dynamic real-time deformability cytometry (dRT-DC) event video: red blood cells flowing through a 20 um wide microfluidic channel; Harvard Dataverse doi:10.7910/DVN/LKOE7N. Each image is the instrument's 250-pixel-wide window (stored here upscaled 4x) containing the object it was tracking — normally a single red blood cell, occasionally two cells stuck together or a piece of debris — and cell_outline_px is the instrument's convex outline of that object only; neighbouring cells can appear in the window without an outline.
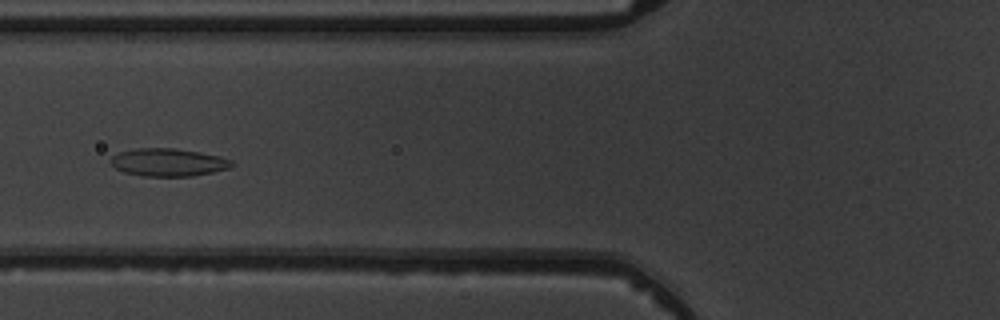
{"species": "common noctule bat (a hibernating species)", "species_latin": "Nyctalus noctula", "temperature_condition": "warm", "stored_images_in_passage": 8, "camera_frame_rate_fps": 3000, "um_per_image_px": 0.085, "animal": {"sex": "male", "body_mass_g": 19.5, "forearm_length_mm": 54.6}, "frame": {"image": 1, "passage_image": 7, "time_ms": 7.0, "image_size_px": [1000, 320], "cell_outline_px": [[232, 164], [228, 168], [212, 172], [192, 176], [144, 176], [124, 172], [116, 168], [108, 160], [112, 156], [120, 152], [136, 148], [176, 148], [200, 152], [220, 156], [232, 160]], "centroid_in_image_um": [14.28, 13.79], "position_along_channel_um": 111.5, "area_um2": 19.54}}
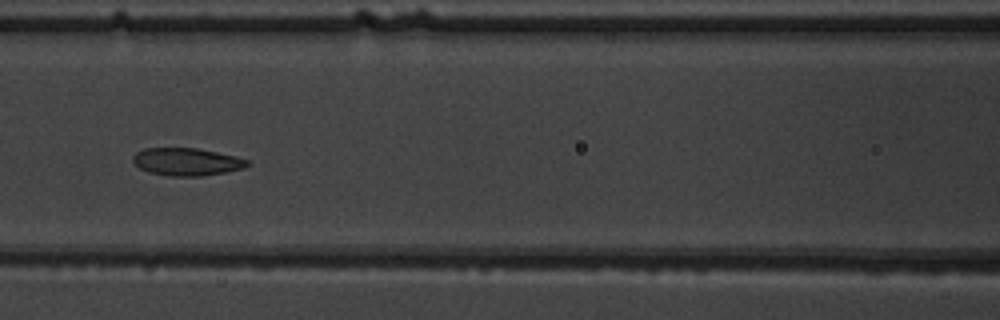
{"frame": {"image": 2, "passage_image": 8, "time_ms": 8.0, "image_size_px": [1000, 320], "cell_outline_px": [[248, 164], [244, 168], [204, 176], [168, 176], [148, 172], [140, 168], [132, 160], [132, 156], [136, 152], [144, 148], [196, 148], [236, 156], [248, 160]], "centroid_in_image_um": [15.84, 13.75], "position_along_channel_um": 150.8, "area_um2": 18.38}}